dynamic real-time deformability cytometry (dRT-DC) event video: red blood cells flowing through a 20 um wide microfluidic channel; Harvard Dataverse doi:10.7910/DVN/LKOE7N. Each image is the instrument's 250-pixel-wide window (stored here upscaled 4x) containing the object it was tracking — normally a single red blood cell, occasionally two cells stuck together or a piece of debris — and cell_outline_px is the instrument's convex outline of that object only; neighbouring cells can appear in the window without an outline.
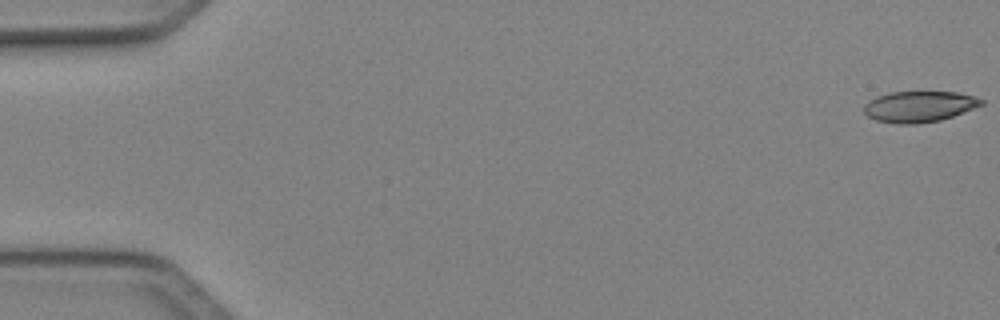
{"species": "Egyptian fruit bat (a non-hibernating species)", "species_latin": "Rousettus aegyptiacus", "temperature_condition": "cold", "stored_images_in_passage": 15, "camera_frame_rate_fps": 3000, "um_per_image_px": 0.085, "animal": {"sex": "female"}, "frame": {"image": 1, "passage_image": 1, "time_ms": 0.0, "image_size_px": [1000, 320], "cell_outline_px": [[984, 104], [952, 116], [940, 120], [916, 124], [896, 124], [876, 120], [868, 116], [864, 112], [864, 104], [868, 100], [876, 96], [892, 92], [956, 92], [972, 96], [984, 100]], "centroid_in_image_um": [78.09, 9.06], "position_along_channel_um": 6.9, "area_um2": 21.1}}
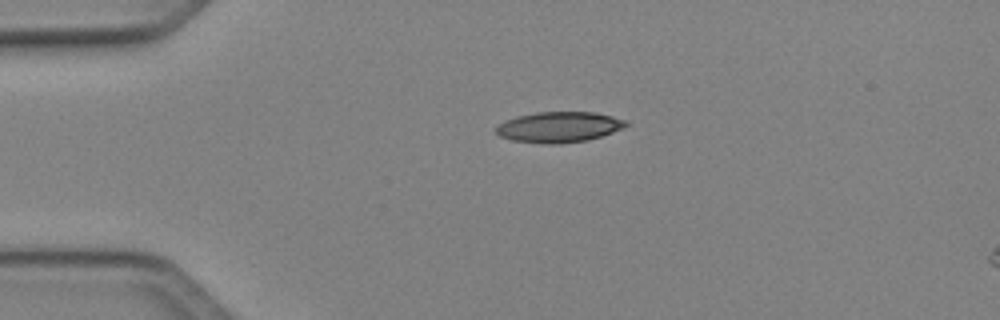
{"frame": {"image": 2, "passage_image": 12, "time_ms": 3.667, "image_size_px": [1000, 320], "cell_outline_px": [[628, 124], [624, 128], [588, 140], [560, 144], [544, 144], [512, 140], [500, 136], [496, 132], [496, 128], [504, 120], [516, 116], [536, 112], [596, 112], [612, 116], [624, 120]], "centroid_in_image_um": [47.5, 10.8], "position_along_channel_um": 37.5, "area_um2": 23.18}}